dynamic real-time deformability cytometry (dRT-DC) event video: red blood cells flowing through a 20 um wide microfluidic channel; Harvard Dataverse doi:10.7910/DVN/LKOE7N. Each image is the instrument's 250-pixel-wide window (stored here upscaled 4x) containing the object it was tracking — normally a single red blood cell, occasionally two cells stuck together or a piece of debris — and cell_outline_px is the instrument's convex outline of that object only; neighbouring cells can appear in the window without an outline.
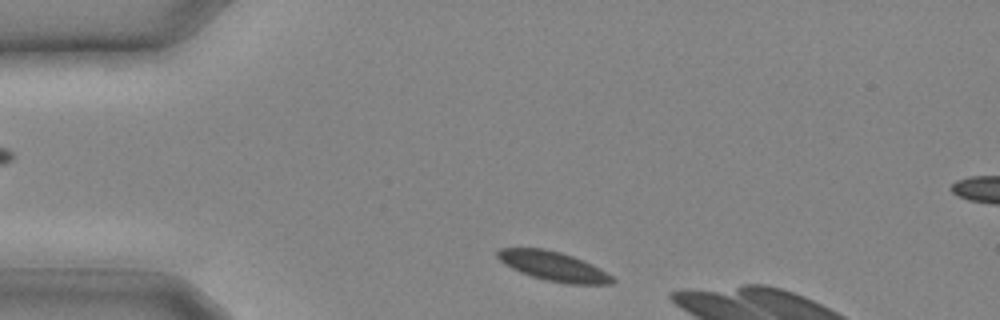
{"species": "common noctule bat (a hibernating species)", "species_latin": "Nyctalus noctula", "temperature_condition": "cold", "stored_images_in_passage": 4, "camera_frame_rate_fps": 3000, "um_per_image_px": 0.085, "animal": {"sex": "male", "body_mass_g": 20.4}, "frame": {"image": 1, "passage_image": 2, "time_ms": 0.333, "image_size_px": [1000, 320], "cell_outline_px": [[616, 280], [612, 284], [568, 284], [548, 280], [532, 276], [520, 272], [504, 264], [496, 256], [496, 252], [500, 248], [544, 248], [560, 252], [572, 256], [592, 264], [600, 268], [612, 276]], "centroid_in_image_um": [47.04, 22.63], "position_along_channel_um": 38.0, "area_um2": 19.54}}